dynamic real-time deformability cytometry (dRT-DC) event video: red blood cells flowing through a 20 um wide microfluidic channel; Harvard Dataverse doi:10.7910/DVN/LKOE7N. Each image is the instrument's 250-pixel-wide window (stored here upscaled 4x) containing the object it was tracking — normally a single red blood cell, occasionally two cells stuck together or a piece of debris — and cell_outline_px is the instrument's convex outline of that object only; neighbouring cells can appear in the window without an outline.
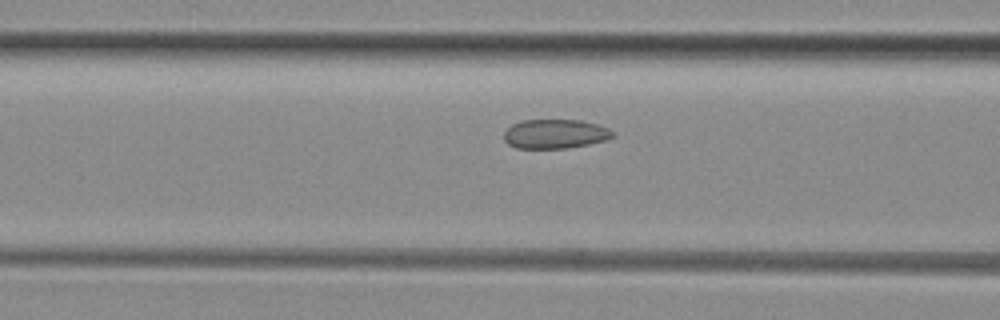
{"species": "common noctule bat (a hibernating species)", "species_latin": "Nyctalus noctula", "temperature_condition": "room temperature", "stored_images_in_passage": 18, "camera_frame_rate_fps": 3000, "um_per_image_px": 0.085, "animal": {"sex": "female", "body_mass_g": 29.2, "forearm_length_mm": 56.3}, "frame": {"image": 1, "passage_image": 16, "time_ms": 5.0, "image_size_px": [1000, 320], "cell_outline_px": [[616, 136], [604, 140], [588, 144], [564, 148], [516, 148], [508, 144], [504, 140], [504, 132], [512, 124], [520, 120], [580, 120], [596, 124], [608, 128], [616, 132]], "centroid_in_image_um": [47.18, 11.37], "position_along_channel_um": 119.4, "area_um2": 18.55}}